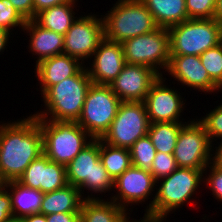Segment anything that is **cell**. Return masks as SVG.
<instances>
[{"instance_id":"f1b7e54d","label":"cell","mask_w":222,"mask_h":222,"mask_svg":"<svg viewBox=\"0 0 222 222\" xmlns=\"http://www.w3.org/2000/svg\"><path fill=\"white\" fill-rule=\"evenodd\" d=\"M200 61L210 78L218 84L222 79V42L200 55Z\"/></svg>"},{"instance_id":"ffe728a7","label":"cell","mask_w":222,"mask_h":222,"mask_svg":"<svg viewBox=\"0 0 222 222\" xmlns=\"http://www.w3.org/2000/svg\"><path fill=\"white\" fill-rule=\"evenodd\" d=\"M22 30L30 36L27 37L30 38L28 49L30 48L31 54L37 56L36 64L44 59L63 54L64 35L41 27L33 19L27 20Z\"/></svg>"},{"instance_id":"9a60e30c","label":"cell","mask_w":222,"mask_h":222,"mask_svg":"<svg viewBox=\"0 0 222 222\" xmlns=\"http://www.w3.org/2000/svg\"><path fill=\"white\" fill-rule=\"evenodd\" d=\"M159 77L150 67L126 63L109 86L122 102H144L152 84Z\"/></svg>"},{"instance_id":"ac0fdd59","label":"cell","mask_w":222,"mask_h":222,"mask_svg":"<svg viewBox=\"0 0 222 222\" xmlns=\"http://www.w3.org/2000/svg\"><path fill=\"white\" fill-rule=\"evenodd\" d=\"M167 74L183 86L205 94H215L216 83L210 78L207 70L196 55H170Z\"/></svg>"},{"instance_id":"ba28073f","label":"cell","mask_w":222,"mask_h":222,"mask_svg":"<svg viewBox=\"0 0 222 222\" xmlns=\"http://www.w3.org/2000/svg\"><path fill=\"white\" fill-rule=\"evenodd\" d=\"M121 102L109 85L92 83L77 123L93 139H100L109 130Z\"/></svg>"},{"instance_id":"8992f818","label":"cell","mask_w":222,"mask_h":222,"mask_svg":"<svg viewBox=\"0 0 222 222\" xmlns=\"http://www.w3.org/2000/svg\"><path fill=\"white\" fill-rule=\"evenodd\" d=\"M42 132L43 153L66 166L93 138L76 121L37 119Z\"/></svg>"},{"instance_id":"ee69618b","label":"cell","mask_w":222,"mask_h":222,"mask_svg":"<svg viewBox=\"0 0 222 222\" xmlns=\"http://www.w3.org/2000/svg\"><path fill=\"white\" fill-rule=\"evenodd\" d=\"M222 79L219 81V83L216 85V90H215V94H217L216 92L219 93V91L221 92L222 90Z\"/></svg>"},{"instance_id":"4316f807","label":"cell","mask_w":222,"mask_h":222,"mask_svg":"<svg viewBox=\"0 0 222 222\" xmlns=\"http://www.w3.org/2000/svg\"><path fill=\"white\" fill-rule=\"evenodd\" d=\"M100 160L107 173L115 180L132 166L130 150L105 143L100 138Z\"/></svg>"},{"instance_id":"7bdbcfd3","label":"cell","mask_w":222,"mask_h":222,"mask_svg":"<svg viewBox=\"0 0 222 222\" xmlns=\"http://www.w3.org/2000/svg\"><path fill=\"white\" fill-rule=\"evenodd\" d=\"M140 220H137V219L133 218L132 222H164V220H151V219H146L144 217L140 218Z\"/></svg>"},{"instance_id":"bcb514c9","label":"cell","mask_w":222,"mask_h":222,"mask_svg":"<svg viewBox=\"0 0 222 222\" xmlns=\"http://www.w3.org/2000/svg\"><path fill=\"white\" fill-rule=\"evenodd\" d=\"M6 222H24V221L21 218H11L10 220H8Z\"/></svg>"},{"instance_id":"52a82bcc","label":"cell","mask_w":222,"mask_h":222,"mask_svg":"<svg viewBox=\"0 0 222 222\" xmlns=\"http://www.w3.org/2000/svg\"><path fill=\"white\" fill-rule=\"evenodd\" d=\"M170 55L200 56L222 42V24L215 19H187L168 28Z\"/></svg>"},{"instance_id":"f35d334b","label":"cell","mask_w":222,"mask_h":222,"mask_svg":"<svg viewBox=\"0 0 222 222\" xmlns=\"http://www.w3.org/2000/svg\"><path fill=\"white\" fill-rule=\"evenodd\" d=\"M217 146H213L212 162L222 168V141L217 142ZM215 147V148H214ZM215 149V150H214Z\"/></svg>"},{"instance_id":"e575fe53","label":"cell","mask_w":222,"mask_h":222,"mask_svg":"<svg viewBox=\"0 0 222 222\" xmlns=\"http://www.w3.org/2000/svg\"><path fill=\"white\" fill-rule=\"evenodd\" d=\"M14 218L11 196L6 187L0 190V222H6Z\"/></svg>"},{"instance_id":"30bf717a","label":"cell","mask_w":222,"mask_h":222,"mask_svg":"<svg viewBox=\"0 0 222 222\" xmlns=\"http://www.w3.org/2000/svg\"><path fill=\"white\" fill-rule=\"evenodd\" d=\"M212 152L213 145L198 117L181 126L173 152L178 167L204 170L212 162Z\"/></svg>"},{"instance_id":"5bb4252c","label":"cell","mask_w":222,"mask_h":222,"mask_svg":"<svg viewBox=\"0 0 222 222\" xmlns=\"http://www.w3.org/2000/svg\"><path fill=\"white\" fill-rule=\"evenodd\" d=\"M163 75L160 76L151 86L145 98V106L150 123L161 122H185L181 119L186 104L180 91L176 88H169L166 85ZM175 89V90H174ZM183 98V99H182Z\"/></svg>"},{"instance_id":"d590c367","label":"cell","mask_w":222,"mask_h":222,"mask_svg":"<svg viewBox=\"0 0 222 222\" xmlns=\"http://www.w3.org/2000/svg\"><path fill=\"white\" fill-rule=\"evenodd\" d=\"M19 14L27 21L34 19L33 0H9Z\"/></svg>"},{"instance_id":"7402d4cb","label":"cell","mask_w":222,"mask_h":222,"mask_svg":"<svg viewBox=\"0 0 222 222\" xmlns=\"http://www.w3.org/2000/svg\"><path fill=\"white\" fill-rule=\"evenodd\" d=\"M83 200L79 188L67 184L64 188L44 193L40 213L80 212Z\"/></svg>"},{"instance_id":"6da1fadb","label":"cell","mask_w":222,"mask_h":222,"mask_svg":"<svg viewBox=\"0 0 222 222\" xmlns=\"http://www.w3.org/2000/svg\"><path fill=\"white\" fill-rule=\"evenodd\" d=\"M0 121V173L6 182L17 181L28 165L43 154V138L37 117Z\"/></svg>"},{"instance_id":"b9f144b4","label":"cell","mask_w":222,"mask_h":222,"mask_svg":"<svg viewBox=\"0 0 222 222\" xmlns=\"http://www.w3.org/2000/svg\"><path fill=\"white\" fill-rule=\"evenodd\" d=\"M213 19L222 24V0H216Z\"/></svg>"},{"instance_id":"8fae6325","label":"cell","mask_w":222,"mask_h":222,"mask_svg":"<svg viewBox=\"0 0 222 222\" xmlns=\"http://www.w3.org/2000/svg\"><path fill=\"white\" fill-rule=\"evenodd\" d=\"M149 125L144 102H121L109 130L101 139L109 145L130 149L148 134Z\"/></svg>"},{"instance_id":"f6af8a7d","label":"cell","mask_w":222,"mask_h":222,"mask_svg":"<svg viewBox=\"0 0 222 222\" xmlns=\"http://www.w3.org/2000/svg\"><path fill=\"white\" fill-rule=\"evenodd\" d=\"M5 185H6V181L3 179V177H2V175H1V173H0V190H1L2 188H4Z\"/></svg>"},{"instance_id":"3957f363","label":"cell","mask_w":222,"mask_h":222,"mask_svg":"<svg viewBox=\"0 0 222 222\" xmlns=\"http://www.w3.org/2000/svg\"><path fill=\"white\" fill-rule=\"evenodd\" d=\"M204 170L178 167L169 176L156 181V193L152 210L144 217L151 220H164L185 203H193L192 196L201 188ZM160 181V182H159ZM182 205V206H181ZM168 215V216H167Z\"/></svg>"},{"instance_id":"2e32d148","label":"cell","mask_w":222,"mask_h":222,"mask_svg":"<svg viewBox=\"0 0 222 222\" xmlns=\"http://www.w3.org/2000/svg\"><path fill=\"white\" fill-rule=\"evenodd\" d=\"M17 182L42 193L52 192L68 184L66 166L50 161L43 153L28 165Z\"/></svg>"},{"instance_id":"cb8c5ba5","label":"cell","mask_w":222,"mask_h":222,"mask_svg":"<svg viewBox=\"0 0 222 222\" xmlns=\"http://www.w3.org/2000/svg\"><path fill=\"white\" fill-rule=\"evenodd\" d=\"M5 187L11 196L14 218L22 219L26 216L40 213L44 193L25 187L17 181L6 182Z\"/></svg>"},{"instance_id":"5b68a950","label":"cell","mask_w":222,"mask_h":222,"mask_svg":"<svg viewBox=\"0 0 222 222\" xmlns=\"http://www.w3.org/2000/svg\"><path fill=\"white\" fill-rule=\"evenodd\" d=\"M100 16L103 20L104 38L112 42L122 43L158 28L141 0H117L110 11Z\"/></svg>"},{"instance_id":"e0dca14e","label":"cell","mask_w":222,"mask_h":222,"mask_svg":"<svg viewBox=\"0 0 222 222\" xmlns=\"http://www.w3.org/2000/svg\"><path fill=\"white\" fill-rule=\"evenodd\" d=\"M86 69L93 84L109 85L126 64L121 43L103 39ZM91 64V65H90Z\"/></svg>"},{"instance_id":"484cf974","label":"cell","mask_w":222,"mask_h":222,"mask_svg":"<svg viewBox=\"0 0 222 222\" xmlns=\"http://www.w3.org/2000/svg\"><path fill=\"white\" fill-rule=\"evenodd\" d=\"M186 122L150 123L148 136L157 152L173 154L181 126Z\"/></svg>"},{"instance_id":"277c9868","label":"cell","mask_w":222,"mask_h":222,"mask_svg":"<svg viewBox=\"0 0 222 222\" xmlns=\"http://www.w3.org/2000/svg\"><path fill=\"white\" fill-rule=\"evenodd\" d=\"M66 178L69 185L79 188L83 199H101L92 193L113 191L114 180L100 160V139H93L66 165ZM85 189L91 195H84Z\"/></svg>"},{"instance_id":"1f68e13d","label":"cell","mask_w":222,"mask_h":222,"mask_svg":"<svg viewBox=\"0 0 222 222\" xmlns=\"http://www.w3.org/2000/svg\"><path fill=\"white\" fill-rule=\"evenodd\" d=\"M177 168L178 166L173 154L157 152L150 173L157 181L163 177L169 176Z\"/></svg>"},{"instance_id":"9c48e42d","label":"cell","mask_w":222,"mask_h":222,"mask_svg":"<svg viewBox=\"0 0 222 222\" xmlns=\"http://www.w3.org/2000/svg\"><path fill=\"white\" fill-rule=\"evenodd\" d=\"M127 64L144 65L160 76L168 68L170 60L169 32L167 28L127 39L121 43ZM163 69V71L161 70ZM163 73V74H162Z\"/></svg>"},{"instance_id":"8d00e7d4","label":"cell","mask_w":222,"mask_h":222,"mask_svg":"<svg viewBox=\"0 0 222 222\" xmlns=\"http://www.w3.org/2000/svg\"><path fill=\"white\" fill-rule=\"evenodd\" d=\"M47 222H80V212L53 213L46 215Z\"/></svg>"},{"instance_id":"4dcf8cb0","label":"cell","mask_w":222,"mask_h":222,"mask_svg":"<svg viewBox=\"0 0 222 222\" xmlns=\"http://www.w3.org/2000/svg\"><path fill=\"white\" fill-rule=\"evenodd\" d=\"M199 120L205 126L213 146L217 145L214 141L217 142L216 140L218 139L222 141V103H219L218 106L209 111L208 114L206 113L204 117L202 116V118H199Z\"/></svg>"},{"instance_id":"603a6c76","label":"cell","mask_w":222,"mask_h":222,"mask_svg":"<svg viewBox=\"0 0 222 222\" xmlns=\"http://www.w3.org/2000/svg\"><path fill=\"white\" fill-rule=\"evenodd\" d=\"M78 0L66 2L61 5L52 6L37 13L34 21L41 27L65 35L71 25L78 18L75 17V5ZM74 10V11H73Z\"/></svg>"},{"instance_id":"d6986e66","label":"cell","mask_w":222,"mask_h":222,"mask_svg":"<svg viewBox=\"0 0 222 222\" xmlns=\"http://www.w3.org/2000/svg\"><path fill=\"white\" fill-rule=\"evenodd\" d=\"M85 64L79 59L66 54L55 55L35 64L34 70L41 96L53 85L58 84L65 78L76 75Z\"/></svg>"},{"instance_id":"83f0119b","label":"cell","mask_w":222,"mask_h":222,"mask_svg":"<svg viewBox=\"0 0 222 222\" xmlns=\"http://www.w3.org/2000/svg\"><path fill=\"white\" fill-rule=\"evenodd\" d=\"M129 150L132 166L150 172L157 151L149 136L139 138Z\"/></svg>"},{"instance_id":"7c38bea8","label":"cell","mask_w":222,"mask_h":222,"mask_svg":"<svg viewBox=\"0 0 222 222\" xmlns=\"http://www.w3.org/2000/svg\"><path fill=\"white\" fill-rule=\"evenodd\" d=\"M156 185V180L149 171L131 166L114 180L113 189L117 192L109 200L114 201L126 211L131 209L130 212H132L133 208H129V206L144 204L142 202L148 201L152 197L153 200L149 201L148 206L145 207L143 216L145 217L152 210Z\"/></svg>"},{"instance_id":"f546056e","label":"cell","mask_w":222,"mask_h":222,"mask_svg":"<svg viewBox=\"0 0 222 222\" xmlns=\"http://www.w3.org/2000/svg\"><path fill=\"white\" fill-rule=\"evenodd\" d=\"M26 24V20L13 7L9 0H0V29L13 34L14 28L22 29ZM12 32V33H11Z\"/></svg>"},{"instance_id":"d4e9b609","label":"cell","mask_w":222,"mask_h":222,"mask_svg":"<svg viewBox=\"0 0 222 222\" xmlns=\"http://www.w3.org/2000/svg\"><path fill=\"white\" fill-rule=\"evenodd\" d=\"M161 28H170L188 19L185 0H141Z\"/></svg>"},{"instance_id":"4fadbf2b","label":"cell","mask_w":222,"mask_h":222,"mask_svg":"<svg viewBox=\"0 0 222 222\" xmlns=\"http://www.w3.org/2000/svg\"><path fill=\"white\" fill-rule=\"evenodd\" d=\"M98 16V17H97ZM104 39L103 20L99 15L79 16L64 35L63 53L79 59L83 64L91 57Z\"/></svg>"},{"instance_id":"74e56055","label":"cell","mask_w":222,"mask_h":222,"mask_svg":"<svg viewBox=\"0 0 222 222\" xmlns=\"http://www.w3.org/2000/svg\"><path fill=\"white\" fill-rule=\"evenodd\" d=\"M33 1H34V17H35V15L41 12L42 10H45L52 6L61 5L73 0H33Z\"/></svg>"},{"instance_id":"44dd1931","label":"cell","mask_w":222,"mask_h":222,"mask_svg":"<svg viewBox=\"0 0 222 222\" xmlns=\"http://www.w3.org/2000/svg\"><path fill=\"white\" fill-rule=\"evenodd\" d=\"M128 212L108 199H84L80 209V222H132Z\"/></svg>"},{"instance_id":"836d02e7","label":"cell","mask_w":222,"mask_h":222,"mask_svg":"<svg viewBox=\"0 0 222 222\" xmlns=\"http://www.w3.org/2000/svg\"><path fill=\"white\" fill-rule=\"evenodd\" d=\"M203 172L205 175L209 173L208 176H203V184H207L215 199L222 202V168L211 162Z\"/></svg>"},{"instance_id":"d6a6232c","label":"cell","mask_w":222,"mask_h":222,"mask_svg":"<svg viewBox=\"0 0 222 222\" xmlns=\"http://www.w3.org/2000/svg\"><path fill=\"white\" fill-rule=\"evenodd\" d=\"M188 19L213 18L216 0H185Z\"/></svg>"},{"instance_id":"ab89813d","label":"cell","mask_w":222,"mask_h":222,"mask_svg":"<svg viewBox=\"0 0 222 222\" xmlns=\"http://www.w3.org/2000/svg\"><path fill=\"white\" fill-rule=\"evenodd\" d=\"M11 37V34L5 30L0 29V54L4 52L6 46H8L9 38Z\"/></svg>"},{"instance_id":"60d3db41","label":"cell","mask_w":222,"mask_h":222,"mask_svg":"<svg viewBox=\"0 0 222 222\" xmlns=\"http://www.w3.org/2000/svg\"><path fill=\"white\" fill-rule=\"evenodd\" d=\"M24 222H47L46 215L41 213H35L22 218Z\"/></svg>"},{"instance_id":"7a4b0ae2","label":"cell","mask_w":222,"mask_h":222,"mask_svg":"<svg viewBox=\"0 0 222 222\" xmlns=\"http://www.w3.org/2000/svg\"><path fill=\"white\" fill-rule=\"evenodd\" d=\"M91 85L92 80L85 65L76 75L51 86L42 95L45 108L33 115L37 119L77 122Z\"/></svg>"}]
</instances>
